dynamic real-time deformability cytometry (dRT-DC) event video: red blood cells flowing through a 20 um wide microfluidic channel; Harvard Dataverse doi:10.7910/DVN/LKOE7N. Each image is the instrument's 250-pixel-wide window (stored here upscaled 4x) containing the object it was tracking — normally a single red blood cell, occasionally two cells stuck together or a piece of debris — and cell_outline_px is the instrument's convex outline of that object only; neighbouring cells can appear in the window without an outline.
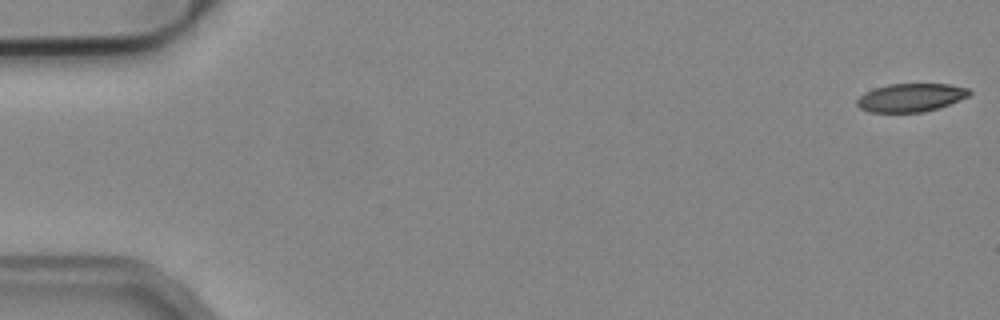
{"species": "common noctule bat (a hibernating species)", "species_latin": "Nyctalus noctula", "temperature_condition": "cold", "stored_images_in_passage": 53, "camera_frame_rate_fps": 3000, "um_per_image_px": 0.085, "animal": {"sex": "male", "body_mass_g": 19.2, "forearm_length_mm": 51.8}, "frame": {"image": 1, "passage_image": 1, "time_ms": 0.0, "image_size_px": [1000, 320], "cell_outline_px": [[972, 92], [968, 96], [960, 100], [924, 112], [868, 112], [860, 108], [856, 104], [856, 100], [864, 92], [888, 84], [948, 84], [968, 88]], "centroid_in_image_um": [77.4, 8.29], "position_along_channel_um": 7.6, "area_um2": 18.44}}
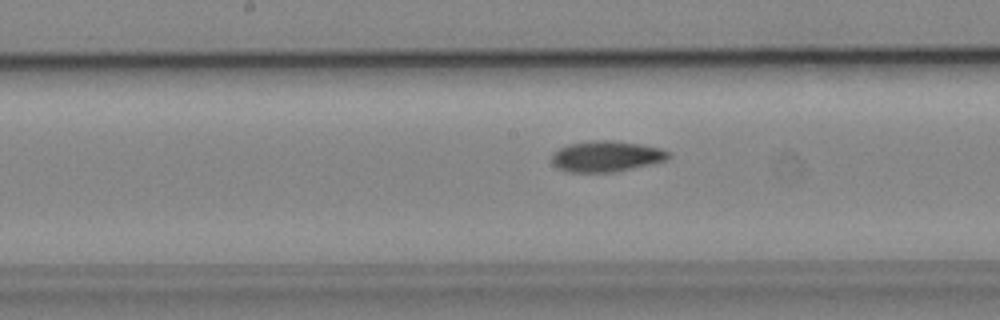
{"frame": {"image": 2, "passage_image": 27, "time_ms": 8.667, "image_size_px": [1000, 320], "cell_outline_px": [[672, 156], [668, 160], [652, 164], [612, 172], [568, 172], [552, 164], [552, 152], [568, 144], [592, 140], [612, 140], [640, 144], [660, 148], [672, 152]], "centroid_in_image_um": [51.57, 13.28], "position_along_channel_um": 196.6, "area_um2": 21.15}}
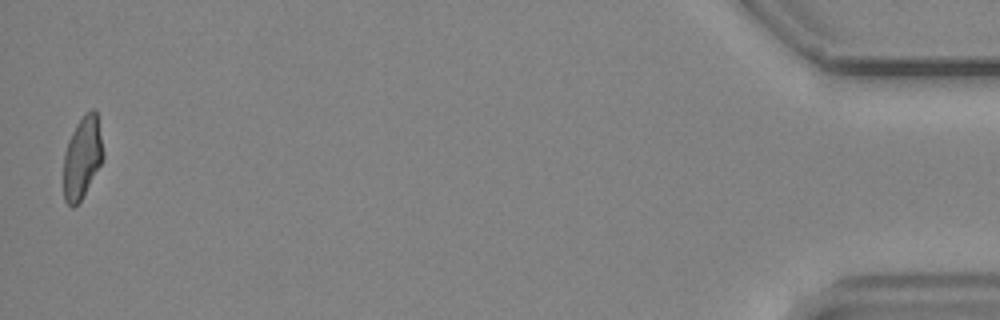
{"frame": {"image": 3, "passage_image": 52, "time_ms": 17.0, "image_size_px": [1000, 320], "cell_outline_px": [[104, 160], [80, 200], [72, 208], [64, 200], [64, 152], [68, 140], [76, 124], [84, 112], [92, 108], [96, 108], [104, 152]], "centroid_in_image_um": [7.01, 13.33], "position_along_channel_um": 428.2, "area_um2": 19.13}, "authors_computed_cell_mechanics": {"area_um2": 20.23, "velocity_mm_per_s": 3.9177, "shape_relaxation_time_tau1_ms": 9.4191, "shape_relaxation_time_tau2_ms": 4.6066, "deformation_change_tau1": 0.2051, "deformation_change_tau2": 0.1119}}